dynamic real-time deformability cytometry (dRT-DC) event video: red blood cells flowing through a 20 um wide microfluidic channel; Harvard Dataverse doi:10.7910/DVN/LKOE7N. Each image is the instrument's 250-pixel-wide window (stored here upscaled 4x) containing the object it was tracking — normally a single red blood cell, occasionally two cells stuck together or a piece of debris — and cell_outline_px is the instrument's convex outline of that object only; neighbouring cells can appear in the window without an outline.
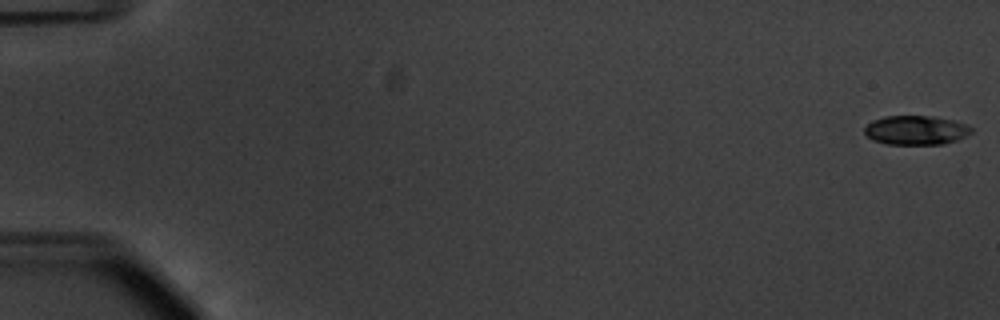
{"species": "common noctule bat (a hibernating species)", "species_latin": "Nyctalus noctula", "temperature_condition": "warm", "stored_images_in_passage": 52, "camera_frame_rate_fps": 3000, "um_per_image_px": 0.085, "animal": {"sex": "male", "body_mass_g": 20.1, "forearm_length_mm": 53.5}, "frame": {"image": 1, "passage_image": 1, "time_ms": 0.0, "image_size_px": [1000, 320], "cell_outline_px": [[972, 132], [956, 140], [940, 144], [888, 144], [872, 140], [864, 132], [864, 128], [872, 120], [884, 116], [936, 116], [968, 124], [972, 128]], "centroid_in_image_um": [77.85, 11.05], "position_along_channel_um": 7.2, "area_um2": 18.15}}
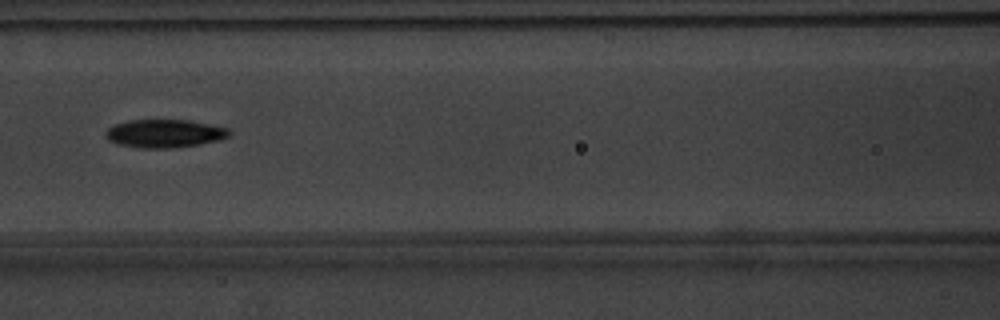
{"frame": {"image": 2, "passage_image": 26, "time_ms": 8.333, "image_size_px": [1000, 320], "cell_outline_px": [[232, 136], [220, 140], [200, 144], [176, 148], [140, 148], [116, 144], [108, 140], [104, 136], [104, 132], [108, 128], [116, 124], [128, 120], [188, 120], [228, 128], [232, 132]], "centroid_in_image_um": [13.99, 11.36], "position_along_channel_um": 152.6, "area_um2": 20.58}}
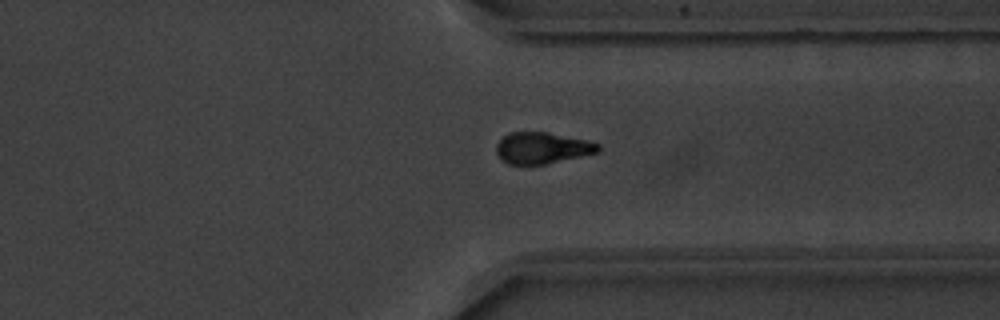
{"frame": {"image": 3, "passage_image": 43, "time_ms": 14.0, "image_size_px": [1000, 320], "cell_outline_px": [[600, 152], [544, 164], [508, 164], [496, 152], [496, 144], [508, 132], [548, 132], [588, 140], [600, 144]], "centroid_in_image_um": [46.11, 12.56], "position_along_channel_um": 365.3, "area_um2": 18.55}}